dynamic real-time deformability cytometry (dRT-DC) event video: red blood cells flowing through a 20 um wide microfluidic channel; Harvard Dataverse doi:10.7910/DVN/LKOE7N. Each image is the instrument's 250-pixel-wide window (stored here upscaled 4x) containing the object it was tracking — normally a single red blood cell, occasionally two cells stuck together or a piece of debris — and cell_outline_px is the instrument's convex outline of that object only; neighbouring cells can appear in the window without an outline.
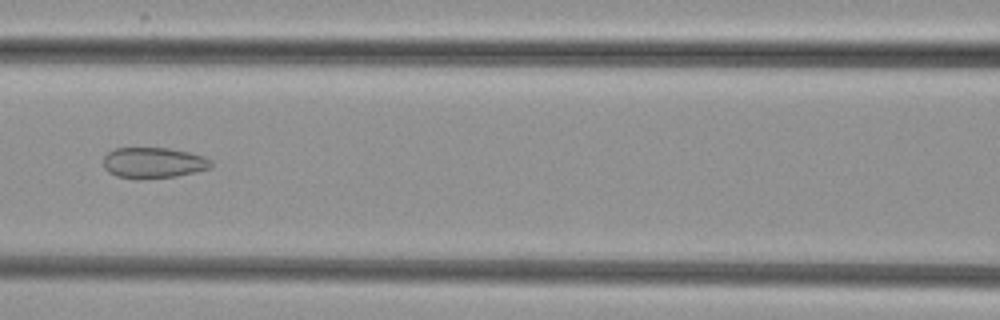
{"species": "common noctule bat (a hibernating species)", "species_latin": "Nyctalus noctula", "temperature_condition": "cold", "stored_images_in_passage": 7, "camera_frame_rate_fps": 3000, "um_per_image_px": 0.085, "animal": {"sex": "female", "body_mass_g": 29.2, "forearm_length_mm": 56.3}, "frame": {"image": 1, "passage_image": 7, "time_ms": 8.0, "image_size_px": [1000, 320], "cell_outline_px": [[212, 168], [196, 172], [176, 176], [140, 180], [136, 180], [116, 176], [108, 172], [104, 168], [104, 156], [108, 152], [116, 148], [168, 148], [188, 152], [204, 156], [212, 160]], "centroid_in_image_um": [13.05, 13.85], "position_along_channel_um": 153.6, "area_um2": 19.65}}